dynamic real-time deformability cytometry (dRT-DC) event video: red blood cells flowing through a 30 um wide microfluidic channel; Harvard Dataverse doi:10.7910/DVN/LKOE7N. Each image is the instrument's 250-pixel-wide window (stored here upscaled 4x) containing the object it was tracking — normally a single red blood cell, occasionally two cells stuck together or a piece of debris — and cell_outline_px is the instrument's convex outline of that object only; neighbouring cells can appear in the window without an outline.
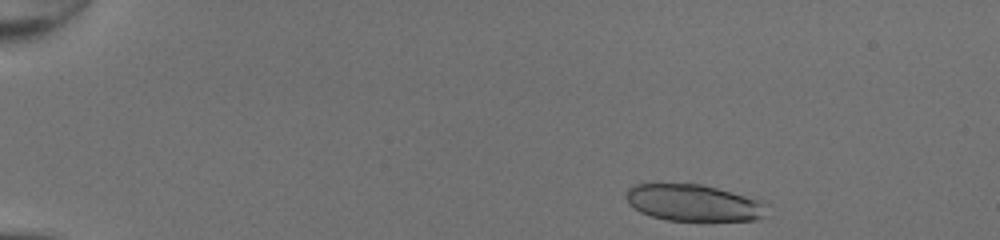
{"species": "common noctule bat (a hibernating species)", "species_latin": "Nyctalus noctula", "temperature_condition": "room temperature", "stored_images_in_passage": 43, "camera_frame_rate_fps": 3000, "um_per_image_px": 0.085, "animal": {"sex": "female", "body_mass_g": 20.0, "forearm_length_mm": 54.0}, "frame": {"image": 1, "passage_image": 2, "time_ms": 0.333, "image_size_px": [1000, 240], "cell_outline_px": [[772, 204], [764, 216], [756, 220], [668, 220], [652, 216], [640, 212], [628, 204], [624, 196], [628, 188], [632, 184], [700, 184], [716, 188]], "centroid_in_image_um": [58.94, 17.24], "position_along_channel_um": 26.1, "area_um2": 30.06}}
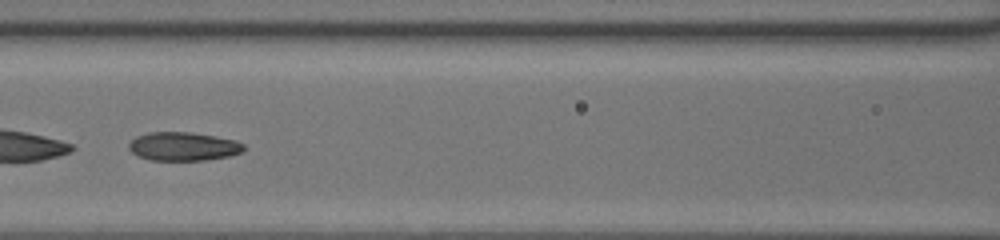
{"frame": {"image": 2, "passage_image": 19, "time_ms": 6.0, "image_size_px": [1000, 240], "cell_outline_px": [[244, 148], [240, 152], [228, 156], [204, 160], [152, 160], [136, 156], [128, 148], [128, 144], [136, 136], [148, 132], [192, 132], [216, 136], [236, 140], [244, 144]], "centroid_in_image_um": [15.55, 12.43], "position_along_channel_um": 151.1, "area_um2": 19.19}}
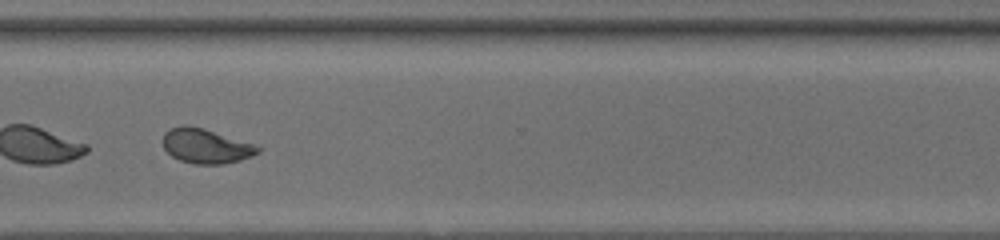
{"frame": {"image": 3, "passage_image": 33, "time_ms": 10.667, "image_size_px": [1000, 240], "cell_outline_px": [[264, 148], [260, 152], [252, 156], [240, 160], [224, 164], [196, 164], [180, 160], [172, 156], [164, 148], [164, 132], [172, 128], [184, 124], [204, 128]], "centroid_in_image_um": [17.52, 12.42], "position_along_channel_um": 353.1, "area_um2": 19.02}, "authors_computed_cell_mechanics": {"area_um2": 19.7676, "velocity_mm_per_s": 4.3345, "shape_relaxation_time_tau1_ms": null, "shape_relaxation_time_tau2_ms": 1.3402, "deformation_change_tau1": null, "deformation_change_tau2": 0.0652}}